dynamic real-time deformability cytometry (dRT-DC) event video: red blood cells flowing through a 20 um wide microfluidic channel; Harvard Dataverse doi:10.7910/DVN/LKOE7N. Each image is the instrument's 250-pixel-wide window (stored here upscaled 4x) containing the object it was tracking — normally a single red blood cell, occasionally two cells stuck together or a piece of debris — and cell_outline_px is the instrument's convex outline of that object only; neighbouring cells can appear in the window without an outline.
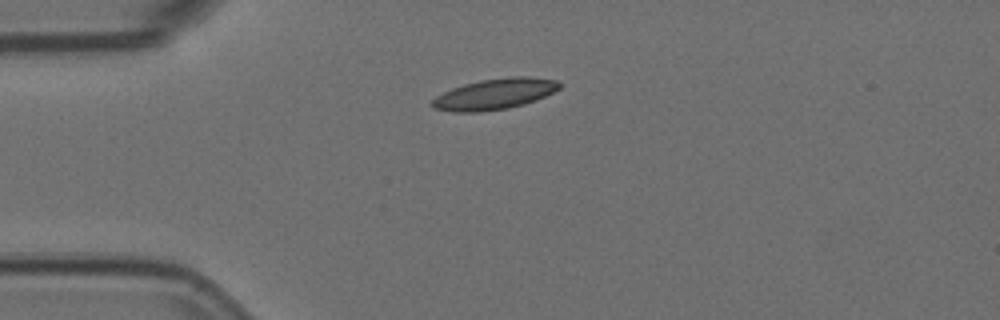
{"species": "Egyptian fruit bat (a non-hibernating species)", "species_latin": "Rousettus aegyptiacus", "temperature_condition": "room temperature", "stored_images_in_passage": 5, "camera_frame_rate_fps": 3000, "um_per_image_px": 0.085, "animal": {"sex": "female"}, "frame": {"image": 1, "passage_image": 1, "time_ms": 0.0, "image_size_px": [1000, 320], "cell_outline_px": [[560, 88], [536, 100], [524, 104], [508, 108], [480, 112], [452, 112], [432, 108], [428, 104], [436, 96], [452, 88], [464, 84], [480, 80], [508, 76], [528, 76], [556, 80], [560, 84]], "centroid_in_image_um": [42.0, 7.99], "position_along_channel_um": 43.0, "area_um2": 23.0}}
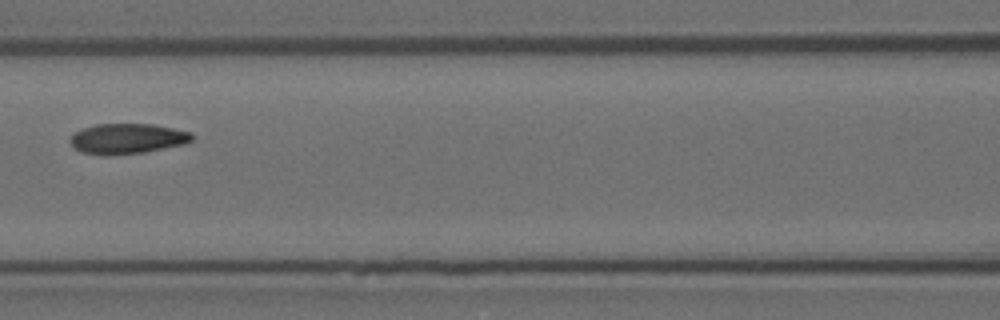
{"frame": {"image": 2, "passage_image": 4, "time_ms": 1.0, "image_size_px": [1000, 320], "cell_outline_px": [[192, 140], [184, 144], [144, 152], [100, 156], [80, 152], [72, 144], [72, 136], [76, 132], [84, 128], [96, 124], [152, 124], [192, 132]], "centroid_in_image_um": [10.83, 11.79], "position_along_channel_um": 155.8, "area_um2": 21.27}}
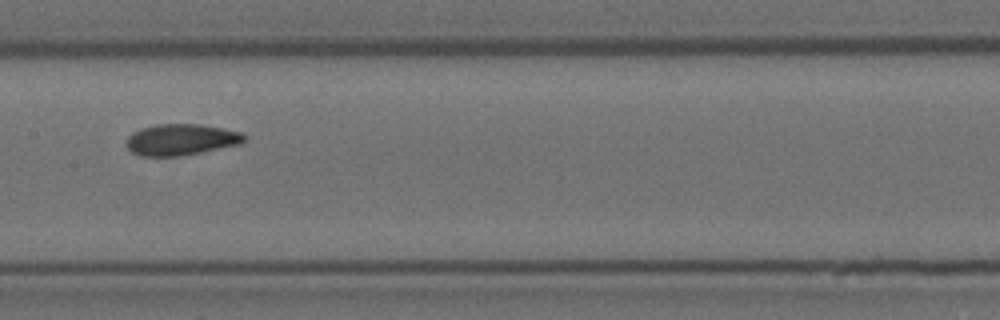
{"frame": {"image": 3, "passage_image": 5, "time_ms": 1.333, "image_size_px": [1000, 320], "cell_outline_px": [[248, 136], [240, 144], [180, 156], [140, 156], [132, 152], [128, 148], [128, 136], [132, 132], [140, 128], [156, 124], [200, 124], [240, 132]], "centroid_in_image_um": [15.38, 11.86], "position_along_channel_um": 192.0, "area_um2": 21.33}}